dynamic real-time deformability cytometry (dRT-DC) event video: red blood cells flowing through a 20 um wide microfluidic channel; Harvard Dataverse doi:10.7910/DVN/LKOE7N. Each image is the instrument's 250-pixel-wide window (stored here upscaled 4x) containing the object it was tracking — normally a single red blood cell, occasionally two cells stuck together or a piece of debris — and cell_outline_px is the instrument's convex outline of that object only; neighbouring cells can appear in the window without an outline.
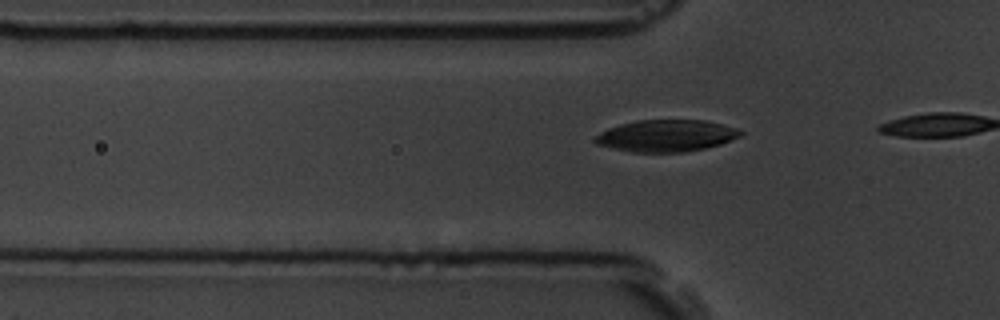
{"species": "common noctule bat (a hibernating species)", "species_latin": "Nyctalus noctula", "temperature_condition": "room temperature", "stored_images_in_passage": 17, "camera_frame_rate_fps": 3000, "um_per_image_px": 0.085, "animal": {"sex": "male", "body_mass_g": 19.5, "forearm_length_mm": 54.6}, "frame": {"image": 1, "passage_image": 15, "time_ms": 4.667, "image_size_px": [1000, 320], "cell_outline_px": [[744, 132], [740, 136], [720, 144], [704, 148], [684, 152], [632, 152], [596, 144], [592, 140], [600, 132], [608, 128], [620, 124], [636, 120], [704, 120], [736, 128]], "centroid_in_image_um": [56.6, 11.53], "position_along_channel_um": 69.2, "area_um2": 26.82}}